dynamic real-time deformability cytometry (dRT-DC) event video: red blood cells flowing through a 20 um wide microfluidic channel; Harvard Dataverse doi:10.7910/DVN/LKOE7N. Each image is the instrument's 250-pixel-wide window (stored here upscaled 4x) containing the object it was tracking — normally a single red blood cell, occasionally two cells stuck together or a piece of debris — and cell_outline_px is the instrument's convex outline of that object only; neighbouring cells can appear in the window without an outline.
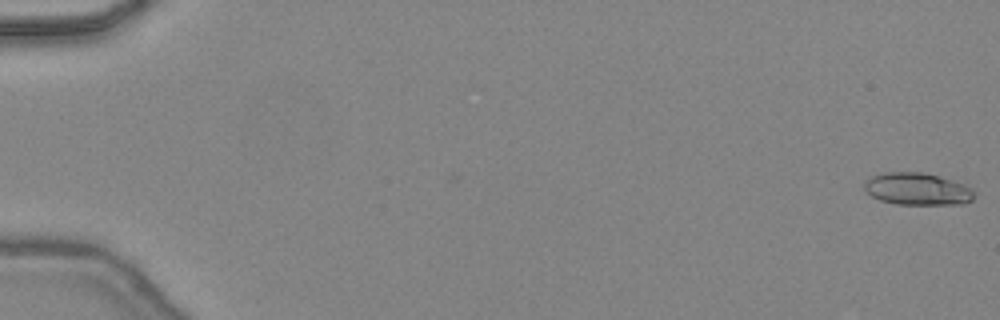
{"species": "common noctule bat (a hibernating species)", "species_latin": "Nyctalus noctula", "temperature_condition": "warm", "stored_images_in_passage": 42, "camera_frame_rate_fps": 3000, "um_per_image_px": 0.085, "animal": {"sex": "female", "body_mass_g": 24.6, "forearm_length_mm": 56.2}, "frame": {"image": 1, "passage_image": 1, "time_ms": 0.0, "image_size_px": [1000, 320], "cell_outline_px": [[976, 192], [972, 200], [964, 204], [896, 204], [880, 200], [872, 196], [864, 188], [864, 180], [868, 176], [884, 172], [924, 172], [952, 180], [964, 184], [972, 188]], "centroid_in_image_um": [77.97, 16.05], "position_along_channel_um": 7.0, "area_um2": 20.87}}
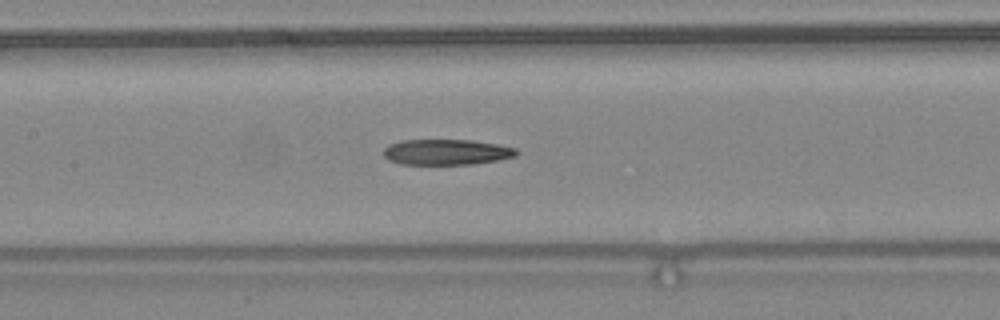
{"frame": {"image": 2, "passage_image": 24, "time_ms": 7.667, "image_size_px": [1000, 320], "cell_outline_px": [[520, 152], [516, 156], [500, 160], [472, 164], [400, 164], [388, 160], [384, 156], [384, 148], [388, 144], [400, 140], [472, 140], [496, 144], [516, 148]], "centroid_in_image_um": [37.95, 12.92], "position_along_channel_um": 169.4, "area_um2": 20.0}}
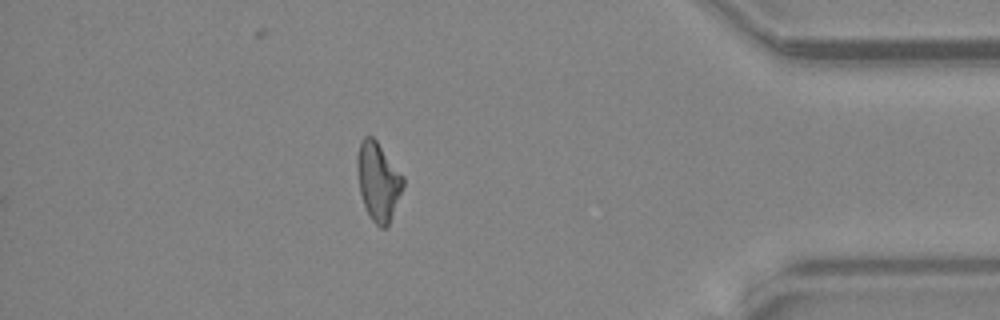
{"frame": {"image": 3, "passage_image": 42, "time_ms": 13.667, "image_size_px": [1000, 320], "cell_outline_px": [[404, 184], [388, 224], [384, 228], [380, 228], [372, 220], [364, 204], [360, 192], [356, 168], [356, 156], [360, 140], [364, 136], [372, 136], [376, 140], [404, 176]], "centroid_in_image_um": [32.12, 15.36], "position_along_channel_um": 403.1, "area_um2": 20.75}, "authors_computed_cell_mechanics": {"area_um2": 20.7502, "velocity_mm_per_s": 4.4865, "shape_relaxation_time_tau1_ms": null, "shape_relaxation_time_tau2_ms": 8.397, "deformation_change_tau1": null, "deformation_change_tau2": 0.2595}}